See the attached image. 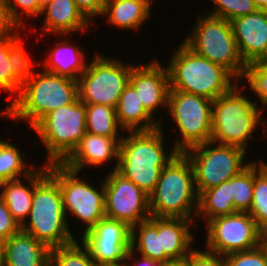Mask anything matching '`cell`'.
Listing matches in <instances>:
<instances>
[{
    "label": "cell",
    "mask_w": 267,
    "mask_h": 266,
    "mask_svg": "<svg viewBox=\"0 0 267 266\" xmlns=\"http://www.w3.org/2000/svg\"><path fill=\"white\" fill-rule=\"evenodd\" d=\"M162 129L161 122L152 131L126 132L129 135H123L119 144L116 171L148 195L154 190L162 169L180 153L171 144L167 152Z\"/></svg>",
    "instance_id": "1"
},
{
    "label": "cell",
    "mask_w": 267,
    "mask_h": 266,
    "mask_svg": "<svg viewBox=\"0 0 267 266\" xmlns=\"http://www.w3.org/2000/svg\"><path fill=\"white\" fill-rule=\"evenodd\" d=\"M78 96V81L42 69L22 84L19 95L2 108L0 116L28 121L33 128L45 115L72 103Z\"/></svg>",
    "instance_id": "2"
},
{
    "label": "cell",
    "mask_w": 267,
    "mask_h": 266,
    "mask_svg": "<svg viewBox=\"0 0 267 266\" xmlns=\"http://www.w3.org/2000/svg\"><path fill=\"white\" fill-rule=\"evenodd\" d=\"M167 64L170 90L192 93L213 101L238 83L224 66L197 55L183 42L174 50Z\"/></svg>",
    "instance_id": "3"
},
{
    "label": "cell",
    "mask_w": 267,
    "mask_h": 266,
    "mask_svg": "<svg viewBox=\"0 0 267 266\" xmlns=\"http://www.w3.org/2000/svg\"><path fill=\"white\" fill-rule=\"evenodd\" d=\"M149 206L153 217L189 220L196 217L198 193L193 167L184 153H178L162 169L154 190L149 194Z\"/></svg>",
    "instance_id": "4"
},
{
    "label": "cell",
    "mask_w": 267,
    "mask_h": 266,
    "mask_svg": "<svg viewBox=\"0 0 267 266\" xmlns=\"http://www.w3.org/2000/svg\"><path fill=\"white\" fill-rule=\"evenodd\" d=\"M237 84L229 92L213 100L210 141L247 150L254 131L260 124L266 126L267 121L262 117L265 110L261 105L257 107L250 96L248 98L247 95H242L243 90Z\"/></svg>",
    "instance_id": "5"
},
{
    "label": "cell",
    "mask_w": 267,
    "mask_h": 266,
    "mask_svg": "<svg viewBox=\"0 0 267 266\" xmlns=\"http://www.w3.org/2000/svg\"><path fill=\"white\" fill-rule=\"evenodd\" d=\"M28 223L21 230L31 234L50 249L65 246L76 239L71 232L57 181L47 173L34 187Z\"/></svg>",
    "instance_id": "6"
},
{
    "label": "cell",
    "mask_w": 267,
    "mask_h": 266,
    "mask_svg": "<svg viewBox=\"0 0 267 266\" xmlns=\"http://www.w3.org/2000/svg\"><path fill=\"white\" fill-rule=\"evenodd\" d=\"M203 14L197 15L192 34L182 42L197 55L224 66L238 79L247 64L240 55L230 21Z\"/></svg>",
    "instance_id": "7"
},
{
    "label": "cell",
    "mask_w": 267,
    "mask_h": 266,
    "mask_svg": "<svg viewBox=\"0 0 267 266\" xmlns=\"http://www.w3.org/2000/svg\"><path fill=\"white\" fill-rule=\"evenodd\" d=\"M33 130L48 150L44 163H62L86 133V104L78 96L72 103L45 115Z\"/></svg>",
    "instance_id": "8"
},
{
    "label": "cell",
    "mask_w": 267,
    "mask_h": 266,
    "mask_svg": "<svg viewBox=\"0 0 267 266\" xmlns=\"http://www.w3.org/2000/svg\"><path fill=\"white\" fill-rule=\"evenodd\" d=\"M246 151L238 146L209 141L183 152L193 167L198 195L206 189L226 182L247 168L251 162H244Z\"/></svg>",
    "instance_id": "9"
},
{
    "label": "cell",
    "mask_w": 267,
    "mask_h": 266,
    "mask_svg": "<svg viewBox=\"0 0 267 266\" xmlns=\"http://www.w3.org/2000/svg\"><path fill=\"white\" fill-rule=\"evenodd\" d=\"M48 173L59 184L66 218L70 212L85 226L81 235L106 217L104 180L98 189L62 163L48 164Z\"/></svg>",
    "instance_id": "10"
},
{
    "label": "cell",
    "mask_w": 267,
    "mask_h": 266,
    "mask_svg": "<svg viewBox=\"0 0 267 266\" xmlns=\"http://www.w3.org/2000/svg\"><path fill=\"white\" fill-rule=\"evenodd\" d=\"M92 59L78 80L79 99L84 104H104L116 108L120 95L129 84L134 65L98 52Z\"/></svg>",
    "instance_id": "11"
},
{
    "label": "cell",
    "mask_w": 267,
    "mask_h": 266,
    "mask_svg": "<svg viewBox=\"0 0 267 266\" xmlns=\"http://www.w3.org/2000/svg\"><path fill=\"white\" fill-rule=\"evenodd\" d=\"M213 101L202 96L183 91L170 90L168 111L171 120L179 129L178 139L173 146L178 152L209 142L212 134Z\"/></svg>",
    "instance_id": "12"
},
{
    "label": "cell",
    "mask_w": 267,
    "mask_h": 266,
    "mask_svg": "<svg viewBox=\"0 0 267 266\" xmlns=\"http://www.w3.org/2000/svg\"><path fill=\"white\" fill-rule=\"evenodd\" d=\"M206 249L211 253L226 256L248 251L260 245L261 231L247 212L210 219L206 224Z\"/></svg>",
    "instance_id": "13"
},
{
    "label": "cell",
    "mask_w": 267,
    "mask_h": 266,
    "mask_svg": "<svg viewBox=\"0 0 267 266\" xmlns=\"http://www.w3.org/2000/svg\"><path fill=\"white\" fill-rule=\"evenodd\" d=\"M105 216L125 222L130 228L151 217L149 195L116 170L106 173Z\"/></svg>",
    "instance_id": "14"
},
{
    "label": "cell",
    "mask_w": 267,
    "mask_h": 266,
    "mask_svg": "<svg viewBox=\"0 0 267 266\" xmlns=\"http://www.w3.org/2000/svg\"><path fill=\"white\" fill-rule=\"evenodd\" d=\"M129 84L135 89L143 106L153 117L159 107L161 110L163 107L168 108L170 91L168 68L163 67L155 58L147 64L134 65Z\"/></svg>",
    "instance_id": "15"
},
{
    "label": "cell",
    "mask_w": 267,
    "mask_h": 266,
    "mask_svg": "<svg viewBox=\"0 0 267 266\" xmlns=\"http://www.w3.org/2000/svg\"><path fill=\"white\" fill-rule=\"evenodd\" d=\"M122 137H104L86 132L73 152L62 162L68 169L81 172L86 166L98 168L109 161H115L117 169L119 159V144ZM117 161V163H116Z\"/></svg>",
    "instance_id": "16"
},
{
    "label": "cell",
    "mask_w": 267,
    "mask_h": 266,
    "mask_svg": "<svg viewBox=\"0 0 267 266\" xmlns=\"http://www.w3.org/2000/svg\"><path fill=\"white\" fill-rule=\"evenodd\" d=\"M230 23L243 61L255 62L267 45V10L258 9Z\"/></svg>",
    "instance_id": "17"
},
{
    "label": "cell",
    "mask_w": 267,
    "mask_h": 266,
    "mask_svg": "<svg viewBox=\"0 0 267 266\" xmlns=\"http://www.w3.org/2000/svg\"><path fill=\"white\" fill-rule=\"evenodd\" d=\"M46 15V16H45ZM45 16L42 31L43 34L71 35L89 31L90 21L78 9L74 0H53L44 7L40 17Z\"/></svg>",
    "instance_id": "18"
},
{
    "label": "cell",
    "mask_w": 267,
    "mask_h": 266,
    "mask_svg": "<svg viewBox=\"0 0 267 266\" xmlns=\"http://www.w3.org/2000/svg\"><path fill=\"white\" fill-rule=\"evenodd\" d=\"M47 173L48 164H43L39 169L36 168L25 178L28 179L29 187L20 179L0 183V197L20 227L27 222L32 206L34 187Z\"/></svg>",
    "instance_id": "19"
},
{
    "label": "cell",
    "mask_w": 267,
    "mask_h": 266,
    "mask_svg": "<svg viewBox=\"0 0 267 266\" xmlns=\"http://www.w3.org/2000/svg\"><path fill=\"white\" fill-rule=\"evenodd\" d=\"M50 252L47 245L20 229L5 240L4 266H50Z\"/></svg>",
    "instance_id": "20"
},
{
    "label": "cell",
    "mask_w": 267,
    "mask_h": 266,
    "mask_svg": "<svg viewBox=\"0 0 267 266\" xmlns=\"http://www.w3.org/2000/svg\"><path fill=\"white\" fill-rule=\"evenodd\" d=\"M70 37L66 36L65 40L55 43V48L50 49L51 52L47 53L45 62L41 65H45L43 68L45 72L78 81L89 62H86L85 52L78 44H72Z\"/></svg>",
    "instance_id": "21"
},
{
    "label": "cell",
    "mask_w": 267,
    "mask_h": 266,
    "mask_svg": "<svg viewBox=\"0 0 267 266\" xmlns=\"http://www.w3.org/2000/svg\"><path fill=\"white\" fill-rule=\"evenodd\" d=\"M196 220L183 218H160V252L170 260L186 258L194 248V234L190 232L192 224L198 228Z\"/></svg>",
    "instance_id": "22"
},
{
    "label": "cell",
    "mask_w": 267,
    "mask_h": 266,
    "mask_svg": "<svg viewBox=\"0 0 267 266\" xmlns=\"http://www.w3.org/2000/svg\"><path fill=\"white\" fill-rule=\"evenodd\" d=\"M117 121L125 132L152 131L163 120L153 117L143 106L135 89L128 84L116 106Z\"/></svg>",
    "instance_id": "23"
},
{
    "label": "cell",
    "mask_w": 267,
    "mask_h": 266,
    "mask_svg": "<svg viewBox=\"0 0 267 266\" xmlns=\"http://www.w3.org/2000/svg\"><path fill=\"white\" fill-rule=\"evenodd\" d=\"M151 2V0H107L101 17L105 16V19L107 17V24L117 29L138 31L151 15Z\"/></svg>",
    "instance_id": "24"
},
{
    "label": "cell",
    "mask_w": 267,
    "mask_h": 266,
    "mask_svg": "<svg viewBox=\"0 0 267 266\" xmlns=\"http://www.w3.org/2000/svg\"><path fill=\"white\" fill-rule=\"evenodd\" d=\"M131 249L161 264L170 260L160 252V218L151 216L131 228Z\"/></svg>",
    "instance_id": "25"
},
{
    "label": "cell",
    "mask_w": 267,
    "mask_h": 266,
    "mask_svg": "<svg viewBox=\"0 0 267 266\" xmlns=\"http://www.w3.org/2000/svg\"><path fill=\"white\" fill-rule=\"evenodd\" d=\"M236 213L230 192V179L220 185L206 189L198 195L196 219L202 217L207 223L210 219Z\"/></svg>",
    "instance_id": "26"
},
{
    "label": "cell",
    "mask_w": 267,
    "mask_h": 266,
    "mask_svg": "<svg viewBox=\"0 0 267 266\" xmlns=\"http://www.w3.org/2000/svg\"><path fill=\"white\" fill-rule=\"evenodd\" d=\"M121 131L125 134L117 121L114 107L86 104V132L104 137H121Z\"/></svg>",
    "instance_id": "27"
},
{
    "label": "cell",
    "mask_w": 267,
    "mask_h": 266,
    "mask_svg": "<svg viewBox=\"0 0 267 266\" xmlns=\"http://www.w3.org/2000/svg\"><path fill=\"white\" fill-rule=\"evenodd\" d=\"M18 146L11 144L7 140H0V183L10 180L21 179V175L26 178L36 168L35 165L25 164L24 157Z\"/></svg>",
    "instance_id": "28"
},
{
    "label": "cell",
    "mask_w": 267,
    "mask_h": 266,
    "mask_svg": "<svg viewBox=\"0 0 267 266\" xmlns=\"http://www.w3.org/2000/svg\"><path fill=\"white\" fill-rule=\"evenodd\" d=\"M249 215L260 231L267 228V163L254 160L253 199Z\"/></svg>",
    "instance_id": "29"
},
{
    "label": "cell",
    "mask_w": 267,
    "mask_h": 266,
    "mask_svg": "<svg viewBox=\"0 0 267 266\" xmlns=\"http://www.w3.org/2000/svg\"><path fill=\"white\" fill-rule=\"evenodd\" d=\"M80 240L131 243V228L125 222L105 217L84 233Z\"/></svg>",
    "instance_id": "30"
},
{
    "label": "cell",
    "mask_w": 267,
    "mask_h": 266,
    "mask_svg": "<svg viewBox=\"0 0 267 266\" xmlns=\"http://www.w3.org/2000/svg\"><path fill=\"white\" fill-rule=\"evenodd\" d=\"M17 31L18 30L16 29L9 35L8 59L11 64V73L23 84L37 72V70L33 68L39 66L40 63H35L34 60L30 59L31 57H29L28 52H26V49L23 46L25 44H23L24 42L20 36V32Z\"/></svg>",
    "instance_id": "31"
},
{
    "label": "cell",
    "mask_w": 267,
    "mask_h": 266,
    "mask_svg": "<svg viewBox=\"0 0 267 266\" xmlns=\"http://www.w3.org/2000/svg\"><path fill=\"white\" fill-rule=\"evenodd\" d=\"M81 242L88 248L96 266H122L131 249V243Z\"/></svg>",
    "instance_id": "32"
},
{
    "label": "cell",
    "mask_w": 267,
    "mask_h": 266,
    "mask_svg": "<svg viewBox=\"0 0 267 266\" xmlns=\"http://www.w3.org/2000/svg\"><path fill=\"white\" fill-rule=\"evenodd\" d=\"M254 161L240 174L230 178V192L236 212H249L253 199Z\"/></svg>",
    "instance_id": "33"
},
{
    "label": "cell",
    "mask_w": 267,
    "mask_h": 266,
    "mask_svg": "<svg viewBox=\"0 0 267 266\" xmlns=\"http://www.w3.org/2000/svg\"><path fill=\"white\" fill-rule=\"evenodd\" d=\"M81 244L75 240L68 245L51 249L50 266H96L88 248L82 242Z\"/></svg>",
    "instance_id": "34"
},
{
    "label": "cell",
    "mask_w": 267,
    "mask_h": 266,
    "mask_svg": "<svg viewBox=\"0 0 267 266\" xmlns=\"http://www.w3.org/2000/svg\"><path fill=\"white\" fill-rule=\"evenodd\" d=\"M247 81V84L249 85H243L241 89H247L248 87L251 88L250 90L255 93L256 97H259L258 99L254 100L256 106L258 107L259 104H262V107L265 109L267 108V67L262 65H257L254 62L249 63L245 66V68L242 70L240 76L238 77L237 81H240L239 79H242ZM246 87V88H245Z\"/></svg>",
    "instance_id": "35"
},
{
    "label": "cell",
    "mask_w": 267,
    "mask_h": 266,
    "mask_svg": "<svg viewBox=\"0 0 267 266\" xmlns=\"http://www.w3.org/2000/svg\"><path fill=\"white\" fill-rule=\"evenodd\" d=\"M214 7L206 14L228 21L246 16L258 10L254 0H210Z\"/></svg>",
    "instance_id": "36"
},
{
    "label": "cell",
    "mask_w": 267,
    "mask_h": 266,
    "mask_svg": "<svg viewBox=\"0 0 267 266\" xmlns=\"http://www.w3.org/2000/svg\"><path fill=\"white\" fill-rule=\"evenodd\" d=\"M9 36L0 40V91L19 95L22 83L11 73L8 59Z\"/></svg>",
    "instance_id": "37"
},
{
    "label": "cell",
    "mask_w": 267,
    "mask_h": 266,
    "mask_svg": "<svg viewBox=\"0 0 267 266\" xmlns=\"http://www.w3.org/2000/svg\"><path fill=\"white\" fill-rule=\"evenodd\" d=\"M6 10L10 21L20 28H25V18L23 21V16L28 18L38 17V1L37 0H5ZM18 10H21L18 11ZM22 16V17H21Z\"/></svg>",
    "instance_id": "38"
},
{
    "label": "cell",
    "mask_w": 267,
    "mask_h": 266,
    "mask_svg": "<svg viewBox=\"0 0 267 266\" xmlns=\"http://www.w3.org/2000/svg\"><path fill=\"white\" fill-rule=\"evenodd\" d=\"M224 260L226 266H267V252L259 245L252 250L228 254Z\"/></svg>",
    "instance_id": "39"
},
{
    "label": "cell",
    "mask_w": 267,
    "mask_h": 266,
    "mask_svg": "<svg viewBox=\"0 0 267 266\" xmlns=\"http://www.w3.org/2000/svg\"><path fill=\"white\" fill-rule=\"evenodd\" d=\"M21 229L0 197V237L9 239Z\"/></svg>",
    "instance_id": "40"
},
{
    "label": "cell",
    "mask_w": 267,
    "mask_h": 266,
    "mask_svg": "<svg viewBox=\"0 0 267 266\" xmlns=\"http://www.w3.org/2000/svg\"><path fill=\"white\" fill-rule=\"evenodd\" d=\"M190 266H226V264L223 256L195 248L190 253Z\"/></svg>",
    "instance_id": "41"
},
{
    "label": "cell",
    "mask_w": 267,
    "mask_h": 266,
    "mask_svg": "<svg viewBox=\"0 0 267 266\" xmlns=\"http://www.w3.org/2000/svg\"><path fill=\"white\" fill-rule=\"evenodd\" d=\"M78 9L83 13V15L90 20L96 19L103 13L105 0H74Z\"/></svg>",
    "instance_id": "42"
},
{
    "label": "cell",
    "mask_w": 267,
    "mask_h": 266,
    "mask_svg": "<svg viewBox=\"0 0 267 266\" xmlns=\"http://www.w3.org/2000/svg\"><path fill=\"white\" fill-rule=\"evenodd\" d=\"M16 28L8 17L5 0H0V40L11 35Z\"/></svg>",
    "instance_id": "43"
},
{
    "label": "cell",
    "mask_w": 267,
    "mask_h": 266,
    "mask_svg": "<svg viewBox=\"0 0 267 266\" xmlns=\"http://www.w3.org/2000/svg\"><path fill=\"white\" fill-rule=\"evenodd\" d=\"M135 255V256H134ZM137 253L135 254L134 250L130 249L126 261L122 264V266H162V264L156 260H152L150 258L140 256L142 258H136ZM132 260V265H129V261Z\"/></svg>",
    "instance_id": "44"
},
{
    "label": "cell",
    "mask_w": 267,
    "mask_h": 266,
    "mask_svg": "<svg viewBox=\"0 0 267 266\" xmlns=\"http://www.w3.org/2000/svg\"><path fill=\"white\" fill-rule=\"evenodd\" d=\"M162 266H190V254L183 259L169 260L163 263Z\"/></svg>",
    "instance_id": "45"
},
{
    "label": "cell",
    "mask_w": 267,
    "mask_h": 266,
    "mask_svg": "<svg viewBox=\"0 0 267 266\" xmlns=\"http://www.w3.org/2000/svg\"><path fill=\"white\" fill-rule=\"evenodd\" d=\"M254 63L257 65H262V66L267 67V45H266L264 52Z\"/></svg>",
    "instance_id": "46"
},
{
    "label": "cell",
    "mask_w": 267,
    "mask_h": 266,
    "mask_svg": "<svg viewBox=\"0 0 267 266\" xmlns=\"http://www.w3.org/2000/svg\"><path fill=\"white\" fill-rule=\"evenodd\" d=\"M260 245L266 250L267 252V228L261 231V238H260Z\"/></svg>",
    "instance_id": "47"
},
{
    "label": "cell",
    "mask_w": 267,
    "mask_h": 266,
    "mask_svg": "<svg viewBox=\"0 0 267 266\" xmlns=\"http://www.w3.org/2000/svg\"><path fill=\"white\" fill-rule=\"evenodd\" d=\"M4 243L5 240L0 237V266H4Z\"/></svg>",
    "instance_id": "48"
},
{
    "label": "cell",
    "mask_w": 267,
    "mask_h": 266,
    "mask_svg": "<svg viewBox=\"0 0 267 266\" xmlns=\"http://www.w3.org/2000/svg\"><path fill=\"white\" fill-rule=\"evenodd\" d=\"M38 1V16H40L41 11L44 7L50 4L53 0H37Z\"/></svg>",
    "instance_id": "49"
},
{
    "label": "cell",
    "mask_w": 267,
    "mask_h": 266,
    "mask_svg": "<svg viewBox=\"0 0 267 266\" xmlns=\"http://www.w3.org/2000/svg\"><path fill=\"white\" fill-rule=\"evenodd\" d=\"M256 6L260 10H267V0H254Z\"/></svg>",
    "instance_id": "50"
}]
</instances>
